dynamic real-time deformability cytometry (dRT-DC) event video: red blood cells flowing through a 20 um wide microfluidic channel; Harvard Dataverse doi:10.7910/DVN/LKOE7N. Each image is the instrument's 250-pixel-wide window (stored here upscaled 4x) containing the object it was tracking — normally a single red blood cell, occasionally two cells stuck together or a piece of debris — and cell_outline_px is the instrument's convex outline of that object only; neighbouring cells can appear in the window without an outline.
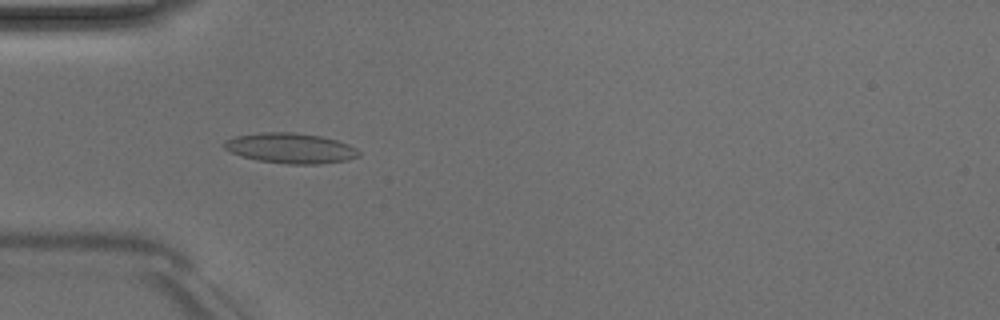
{"species": "Egyptian fruit bat (a non-hibernating species)", "species_latin": "Rousettus aegyptiacus", "temperature_condition": "room temperature", "stored_images_in_passage": 5, "camera_frame_rate_fps": 3000, "um_per_image_px": 0.085, "animal": {"sex": "male"}, "frame": {"image": 1, "passage_image": 4, "time_ms": 3.667, "image_size_px": [1000, 320], "cell_outline_px": [[360, 156], [348, 160], [320, 164], [288, 164], [256, 160], [240, 156], [224, 148], [224, 140], [236, 136], [260, 132], [292, 132], [320, 136], [336, 140], [348, 144], [356, 148], [360, 152]], "centroid_in_image_um": [24.7, 12.6], "position_along_channel_um": 60.3, "area_um2": 23.81}}